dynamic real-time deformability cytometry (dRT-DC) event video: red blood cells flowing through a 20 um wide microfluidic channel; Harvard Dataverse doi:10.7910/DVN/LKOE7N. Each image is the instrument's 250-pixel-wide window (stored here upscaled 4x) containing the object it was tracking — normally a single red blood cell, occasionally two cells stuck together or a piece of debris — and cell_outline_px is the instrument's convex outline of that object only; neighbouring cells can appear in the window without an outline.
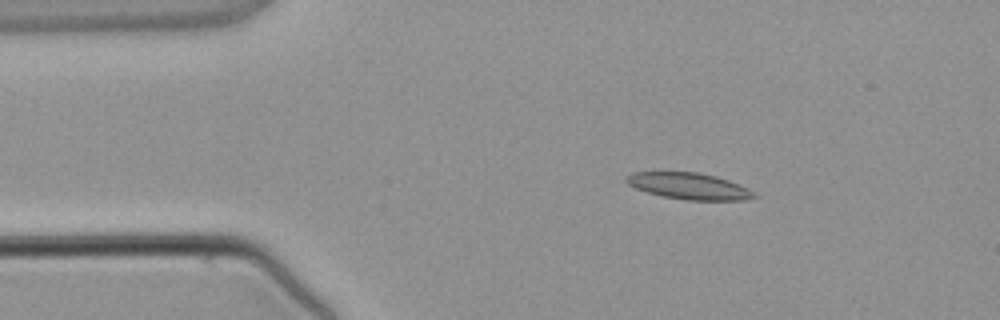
{"species": "common noctule bat (a hibernating species)", "species_latin": "Nyctalus noctula", "temperature_condition": "warm", "stored_images_in_passage": 1, "camera_frame_rate_fps": 3000, "um_per_image_px": 0.085, "animal": {"sex": "male", "body_mass_g": 21.5, "forearm_length_mm": 52.0}, "frame": {"image": 1, "passage_image": 1, "time_ms": 0.0, "image_size_px": [1000, 320], "cell_outline_px": [[756, 196], [744, 200], [684, 200], [660, 196], [636, 188], [628, 184], [624, 180], [624, 176], [632, 172], [700, 172], [716, 176], [728, 180], [748, 188], [756, 192]], "centroid_in_image_um": [58.54, 15.81], "position_along_channel_um": 26.5, "area_um2": 19.83}}